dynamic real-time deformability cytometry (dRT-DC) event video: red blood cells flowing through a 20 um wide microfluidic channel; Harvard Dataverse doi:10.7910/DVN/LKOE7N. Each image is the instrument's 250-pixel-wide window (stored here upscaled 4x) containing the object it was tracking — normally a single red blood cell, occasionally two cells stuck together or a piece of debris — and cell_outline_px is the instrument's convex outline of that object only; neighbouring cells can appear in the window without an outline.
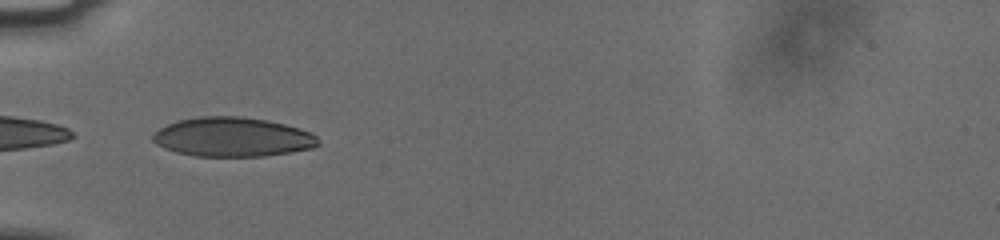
{"species": "human", "species_latin": "Homo sapiens", "temperature_condition": "cold", "stored_images_in_passage": 37, "camera_frame_rate_fps": 3000, "um_per_image_px": 0.085, "donor": {"sex": "male"}, "frame": {"image": 1, "passage_image": 1, "time_ms": 0.0, "image_size_px": [1000, 240], "cell_outline_px": [[320, 144], [312, 148], [264, 156], [196, 156], [176, 152], [164, 148], [156, 144], [152, 140], [152, 136], [160, 128], [176, 120], [200, 116], [240, 116], [268, 120], [300, 128], [316, 136], [320, 140]], "centroid_in_image_um": [19.76, 11.64], "position_along_channel_um": 65.2, "area_um2": 37.86}}
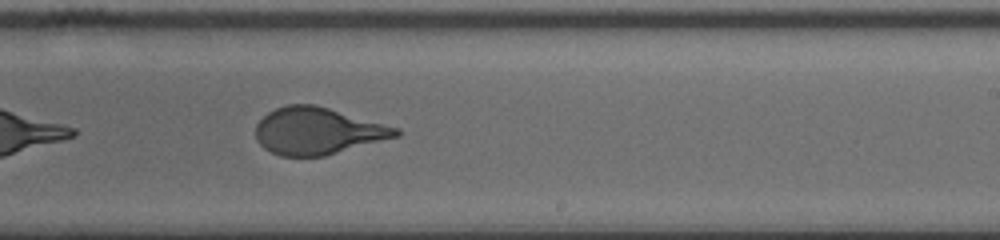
{"frame": {"image": 2, "passage_image": 17, "time_ms": 5.333, "image_size_px": [1000, 240], "cell_outline_px": [[400, 136], [324, 156], [280, 156], [264, 148], [256, 140], [256, 124], [268, 112], [276, 108], [288, 104], [316, 104], [400, 128]], "centroid_in_image_um": [27.01, 11.13], "position_along_channel_um": 262.0, "area_um2": 38.44}}
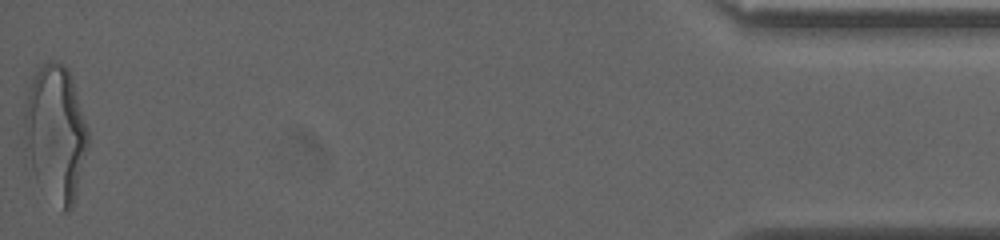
{"frame": {"image": 3, "passage_image": 37, "time_ms": 12.0, "image_size_px": [1000, 240], "cell_outline_px": [[88, 148], [72, 208], [68, 212], [64, 212], [24, 168], [24, 112], [28, 92], [32, 80], [36, 72], [48, 60], [52, 60], [68, 68], [72, 76], [88, 128]], "centroid_in_image_um": [4.69, 11.37], "position_along_channel_um": 430.5, "area_um2": 51.33}, "authors_computed_cell_mechanics": {"area_um2": 39.1884, "velocity_mm_per_s": 3.7789, "shape_relaxation_time_tau1_ms": 3.8614, "shape_relaxation_time_tau2_ms": null, "deformation_change_tau1": 0.1648, "deformation_change_tau2": null}}